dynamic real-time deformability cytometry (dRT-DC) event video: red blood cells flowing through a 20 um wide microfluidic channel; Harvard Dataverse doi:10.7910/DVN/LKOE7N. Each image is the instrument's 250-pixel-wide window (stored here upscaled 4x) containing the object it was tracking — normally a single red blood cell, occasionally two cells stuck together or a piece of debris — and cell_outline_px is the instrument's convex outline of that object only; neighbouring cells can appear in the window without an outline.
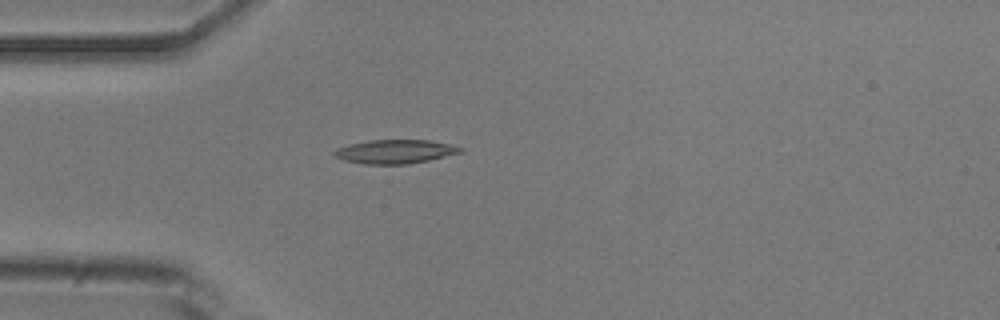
{"species": "common noctule bat (a hibernating species)", "species_latin": "Nyctalus noctula", "temperature_condition": "room temperature", "stored_images_in_passage": 4, "camera_frame_rate_fps": 3000, "um_per_image_px": 0.085, "animal": {"sex": "male", "body_mass_g": 20.5, "forearm_length_mm": 52.5}, "frame": {"image": 1, "passage_image": 4, "time_ms": 1.0, "image_size_px": [1000, 320], "cell_outline_px": [[464, 152], [428, 160], [408, 164], [364, 164], [344, 160], [336, 156], [332, 152], [336, 148], [348, 144], [368, 140], [428, 140], [452, 144], [464, 148]], "centroid_in_image_um": [33.6, 12.88], "position_along_channel_um": 51.4, "area_um2": 17.63}}